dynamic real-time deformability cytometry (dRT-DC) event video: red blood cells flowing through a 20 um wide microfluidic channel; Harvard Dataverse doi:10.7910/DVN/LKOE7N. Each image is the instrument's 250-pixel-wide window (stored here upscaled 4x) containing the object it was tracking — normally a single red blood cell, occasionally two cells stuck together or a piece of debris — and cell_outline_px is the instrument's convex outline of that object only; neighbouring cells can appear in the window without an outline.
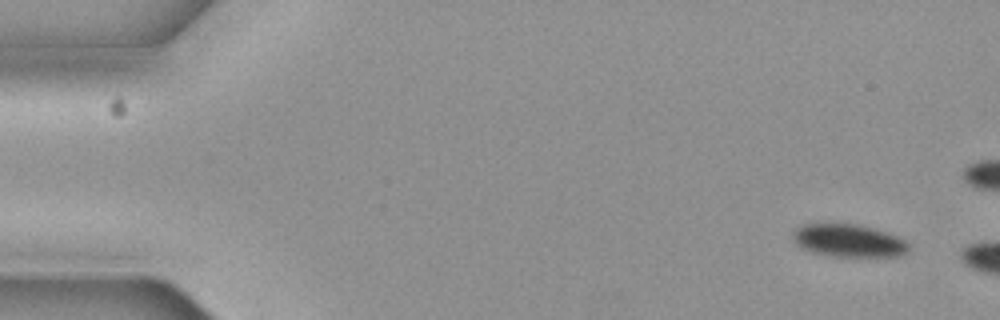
{"species": "common noctule bat (a hibernating species)", "species_latin": "Nyctalus noctula", "temperature_condition": "cold", "stored_images_in_passage": 4, "camera_frame_rate_fps": 3000, "um_per_image_px": 0.085, "animal": {"sex": "female", "body_mass_g": 19.3, "forearm_length_mm": 54.1}, "frame": {"image": 1, "passage_image": 1, "time_ms": 0.0, "image_size_px": [1000, 320], "cell_outline_px": [[908, 248], [904, 252], [896, 256], [832, 256], [812, 252], [800, 248], [796, 244], [792, 236], [792, 232], [796, 228], [804, 224], [856, 224], [872, 228], [896, 236], [904, 240], [908, 244]], "centroid_in_image_um": [72.05, 20.45], "position_along_channel_um": 12.9, "area_um2": 21.73}}